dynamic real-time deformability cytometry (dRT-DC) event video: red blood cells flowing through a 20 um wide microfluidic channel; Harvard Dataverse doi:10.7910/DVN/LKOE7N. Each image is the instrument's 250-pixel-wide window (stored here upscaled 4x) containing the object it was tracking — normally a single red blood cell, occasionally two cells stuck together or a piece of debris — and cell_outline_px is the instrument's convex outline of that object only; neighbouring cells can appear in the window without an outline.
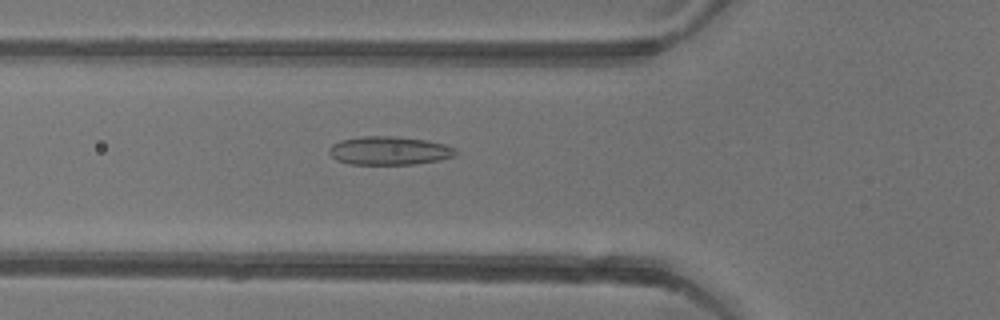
{"species": "common noctule bat (a hibernating species)", "species_latin": "Nyctalus noctula", "temperature_condition": "warm", "stored_images_in_passage": 52, "camera_frame_rate_fps": 3000, "um_per_image_px": 0.085, "animal": {"sex": "female"}, "frame": {"image": 1, "passage_image": 18, "time_ms": 5.667, "image_size_px": [1000, 320], "cell_outline_px": [[456, 152], [452, 156], [440, 160], [416, 164], [348, 164], [336, 160], [328, 152], [328, 148], [332, 144], [340, 140], [360, 136], [396, 136], [428, 140], [444, 144], [456, 148]], "centroid_in_image_um": [33.05, 12.8], "position_along_channel_um": 92.7, "area_um2": 21.15}}
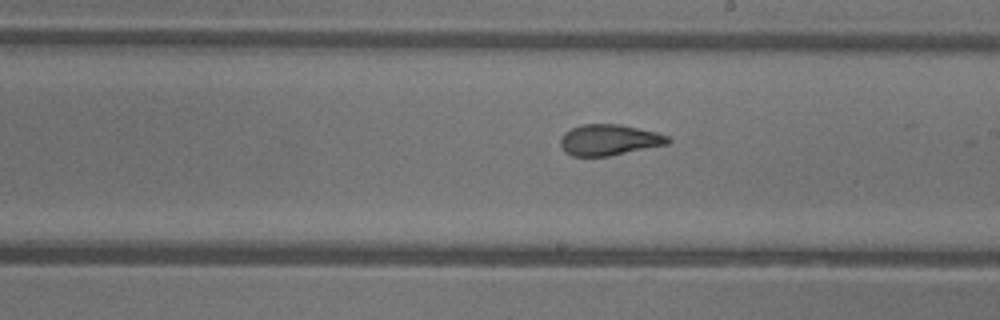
{"frame": {"image": 2, "passage_image": 29, "time_ms": 9.333, "image_size_px": [1000, 320], "cell_outline_px": [[672, 140], [668, 144], [608, 156], [572, 156], [564, 152], [560, 144], [560, 140], [564, 132], [580, 124], [620, 124], [656, 132], [668, 136]], "centroid_in_image_um": [51.76, 11.89], "position_along_channel_um": 237.2, "area_um2": 19.42}}
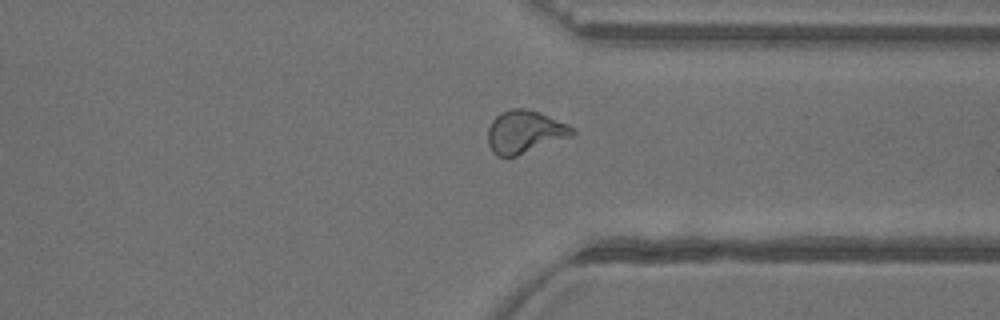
{"frame": {"image": 3, "passage_image": 39, "time_ms": 12.667, "image_size_px": [1000, 320], "cell_outline_px": [[576, 132], [572, 136], [516, 156], [496, 156], [492, 152], [488, 144], [488, 128], [492, 120], [500, 112], [512, 108], [524, 108], [540, 112], [568, 124], [576, 128]], "centroid_in_image_um": [44.61, 11.2], "position_along_channel_um": 366.8, "area_um2": 21.15}, "authors_computed_cell_mechanics": {"area_um2": 21.1259, "velocity_mm_per_s": 3.928, "shape_relaxation_time_tau1_ms": 6.9102, "shape_relaxation_time_tau2_ms": 1.1569, "deformation_change_tau1": 0.1939, "deformation_change_tau2": 0.0732}}